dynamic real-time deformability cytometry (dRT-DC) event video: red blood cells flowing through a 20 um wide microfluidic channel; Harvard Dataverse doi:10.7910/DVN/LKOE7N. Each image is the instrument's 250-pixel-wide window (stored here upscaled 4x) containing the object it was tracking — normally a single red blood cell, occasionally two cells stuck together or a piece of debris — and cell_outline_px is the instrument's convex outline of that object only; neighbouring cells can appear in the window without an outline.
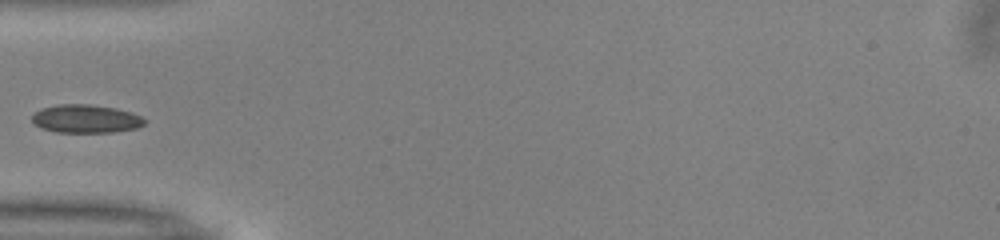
{"species": "common noctule bat (a hibernating species)", "species_latin": "Nyctalus noctula", "temperature_condition": "warm", "stored_images_in_passage": 35, "camera_frame_rate_fps": 3000, "um_per_image_px": 0.085, "animal": {"sex": "male", "body_mass_g": 13.0, "forearm_length_mm": 53.1}, "frame": {"image": 1, "passage_image": 1, "time_ms": 0.0, "image_size_px": [1000, 240], "cell_outline_px": [[148, 120], [144, 124], [136, 128], [112, 132], [56, 132], [40, 128], [32, 120], [32, 116], [36, 112], [44, 108], [56, 104], [88, 104], [116, 108], [132, 112]], "centroid_in_image_um": [7.32, 10.09], "position_along_channel_um": 77.7, "area_um2": 18.5}}
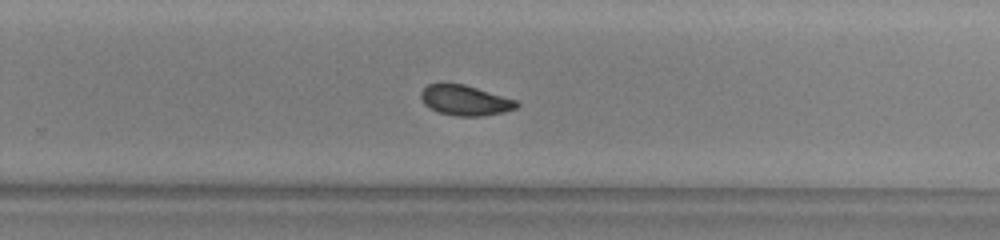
{"frame": {"image": 2, "passage_image": 17, "time_ms": 5.333, "image_size_px": [1000, 240], "cell_outline_px": [[520, 104], [516, 108], [504, 112], [484, 116], [456, 116], [436, 112], [424, 104], [420, 96], [420, 92], [428, 84], [464, 84], [516, 100]], "centroid_in_image_um": [39.52, 8.54], "position_along_channel_um": 290.3, "area_um2": 16.82}}
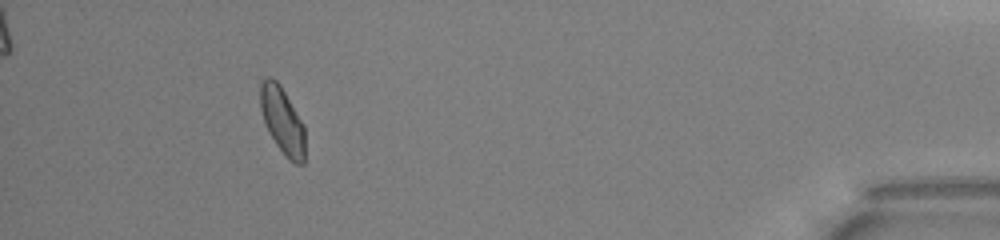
{"frame": {"image": 3, "passage_image": 31, "time_ms": 10.0, "image_size_px": [1000, 240], "cell_outline_px": [[304, 164], [296, 164], [288, 160], [276, 144], [264, 124], [260, 108], [260, 84], [268, 76], [272, 76], [280, 84], [304, 124]], "centroid_in_image_um": [23.99, 10.24], "position_along_channel_um": 411.2, "area_um2": 17.51}}